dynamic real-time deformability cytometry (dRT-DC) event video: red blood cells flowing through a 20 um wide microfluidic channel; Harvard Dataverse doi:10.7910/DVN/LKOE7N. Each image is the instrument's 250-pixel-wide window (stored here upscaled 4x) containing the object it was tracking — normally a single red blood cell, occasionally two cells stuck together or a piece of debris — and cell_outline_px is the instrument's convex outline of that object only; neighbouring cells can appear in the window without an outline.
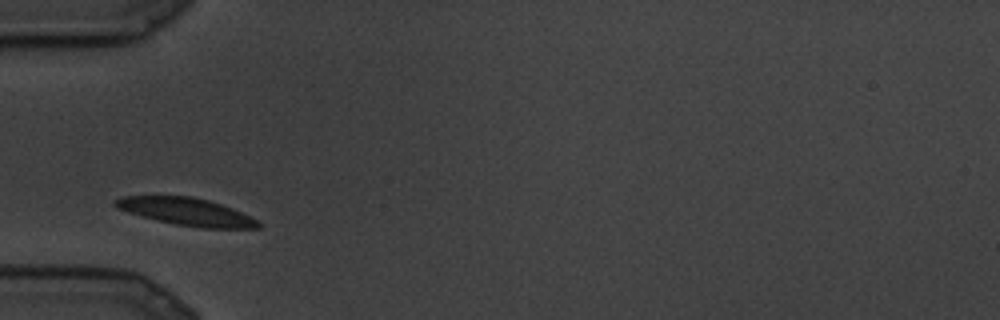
{"species": "common noctule bat (a hibernating species)", "species_latin": "Nyctalus noctula", "temperature_condition": "cold", "stored_images_in_passage": 9, "camera_frame_rate_fps": 3000, "um_per_image_px": 0.085, "animal": {"sex": "male", "body_mass_g": 19.5, "forearm_length_mm": 54.6}, "frame": {"image": 1, "passage_image": 1, "time_ms": 0.0, "image_size_px": [1000, 320], "cell_outline_px": [[260, 228], [200, 228], [176, 224], [156, 220], [128, 212], [116, 208], [112, 204], [112, 200], [124, 196], [192, 196], [208, 200], [232, 208], [260, 220]], "centroid_in_image_um": [15.85, 17.99], "position_along_channel_um": 69.2, "area_um2": 22.95}}
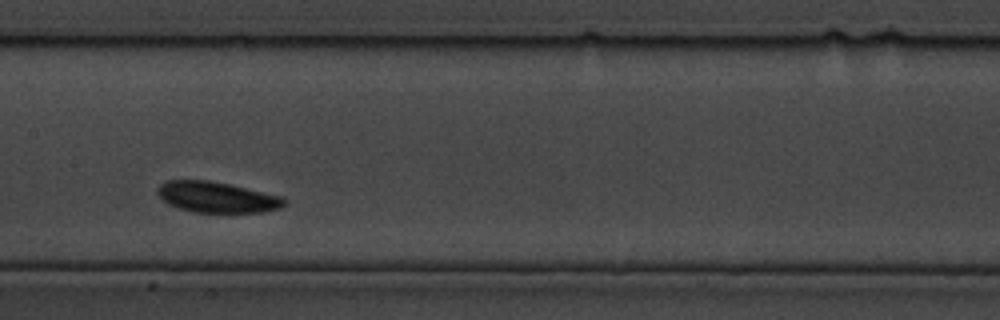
{"frame": {"image": 2, "passage_image": 6, "time_ms": 1.667, "image_size_px": [1000, 320], "cell_outline_px": [[288, 200], [280, 208], [264, 212], [192, 212], [176, 208], [168, 204], [156, 192], [156, 188], [160, 184], [168, 180], [208, 180], [228, 184], [284, 196]], "centroid_in_image_um": [18.44, 16.76], "position_along_channel_um": 189.0, "area_um2": 22.89}}
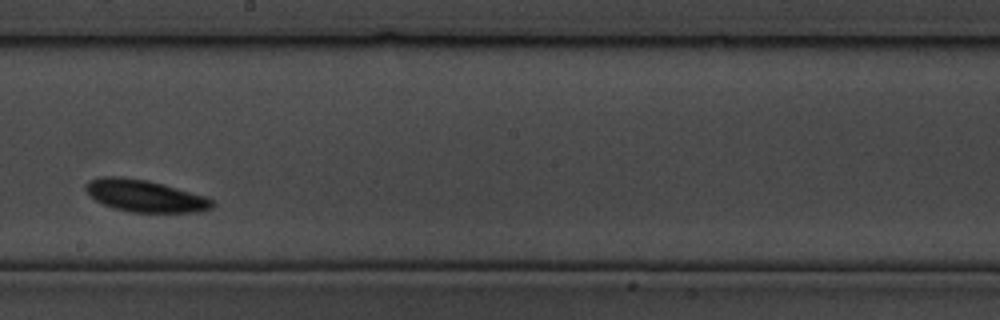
{"frame": {"image": 3, "passage_image": 8, "time_ms": 2.333, "image_size_px": [1000, 320], "cell_outline_px": [[216, 204], [212, 208], [196, 212], [128, 212], [112, 208], [96, 200], [84, 188], [84, 184], [88, 180], [100, 176], [120, 176], [144, 180], [160, 184], [204, 196], [212, 200]], "centroid_in_image_um": [12.27, 16.65], "position_along_channel_um": 235.9, "area_um2": 23.35}}